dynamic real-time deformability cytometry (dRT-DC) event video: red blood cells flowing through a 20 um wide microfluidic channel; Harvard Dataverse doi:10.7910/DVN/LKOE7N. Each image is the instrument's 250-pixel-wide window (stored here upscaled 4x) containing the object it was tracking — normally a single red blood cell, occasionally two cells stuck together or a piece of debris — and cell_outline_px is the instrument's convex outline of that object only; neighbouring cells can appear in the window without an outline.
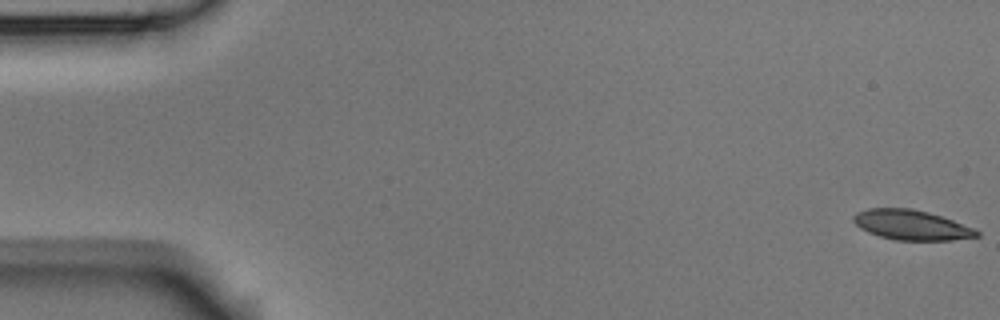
{"species": "Egyptian fruit bat (a non-hibernating species)", "species_latin": "Rousettus aegyptiacus", "temperature_condition": "room temperature", "stored_images_in_passage": 7, "camera_frame_rate_fps": 3000, "um_per_image_px": 0.085, "animal": {"sex": "male"}, "frame": {"image": 1, "passage_image": 1, "time_ms": 0.0, "image_size_px": [1000, 320], "cell_outline_px": [[980, 236], [952, 240], [896, 240], [880, 236], [868, 232], [860, 228], [852, 220], [852, 216], [856, 212], [868, 208], [912, 208], [928, 212], [976, 228], [980, 232]], "centroid_in_image_um": [77.47, 19.12], "position_along_channel_um": 7.5, "area_um2": 21.56}}
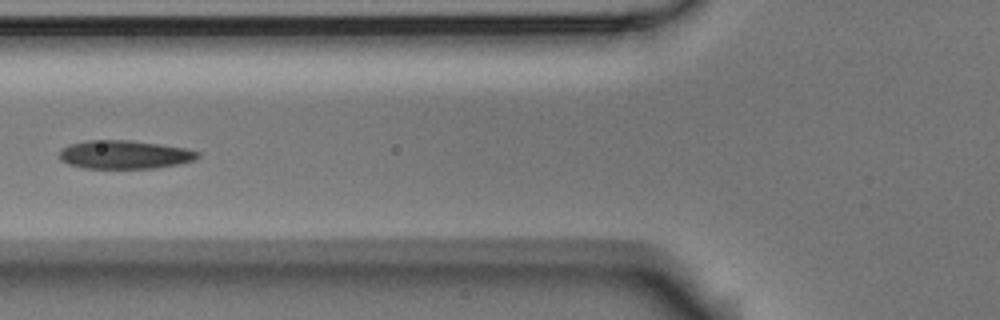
{"frame": {"image": 2, "passage_image": 6, "time_ms": 1.667, "image_size_px": [1000, 320], "cell_outline_px": [[200, 156], [196, 160], [156, 168], [84, 168], [68, 164], [60, 160], [60, 148], [68, 144], [88, 140], [132, 140], [188, 148], [200, 152]], "centroid_in_image_um": [10.59, 13.13], "position_along_channel_um": 115.2, "area_um2": 23.18}}
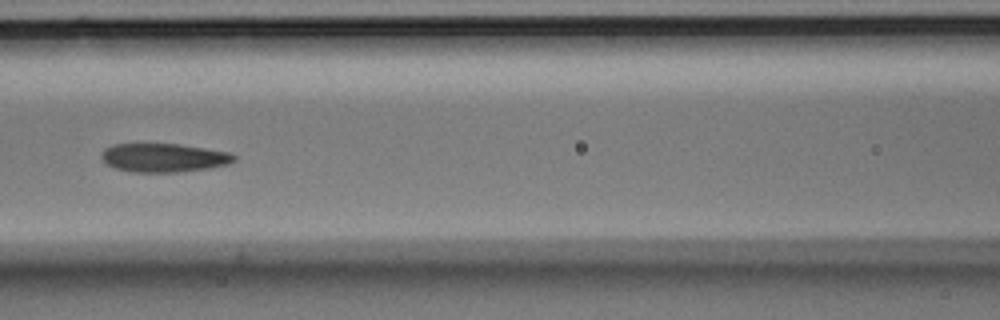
{"frame": {"image": 3, "passage_image": 7, "time_ms": 2.0, "image_size_px": [1000, 320], "cell_outline_px": [[236, 160], [228, 164], [212, 168], [176, 172], [132, 172], [116, 168], [104, 164], [100, 156], [100, 152], [104, 148], [112, 144], [180, 144], [232, 152], [236, 156]], "centroid_in_image_um": [13.91, 13.4], "position_along_channel_um": 152.7, "area_um2": 22.54}}